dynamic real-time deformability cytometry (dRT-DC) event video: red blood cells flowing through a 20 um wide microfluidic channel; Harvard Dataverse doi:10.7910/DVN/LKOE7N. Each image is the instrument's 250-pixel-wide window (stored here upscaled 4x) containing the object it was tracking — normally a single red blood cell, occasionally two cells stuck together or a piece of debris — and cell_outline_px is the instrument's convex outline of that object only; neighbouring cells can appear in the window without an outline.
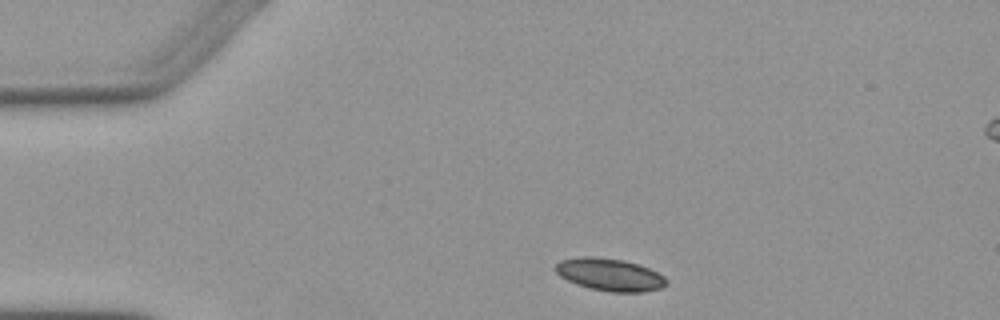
{"species": "Egyptian fruit bat (a non-hibernating species)", "species_latin": "Rousettus aegyptiacus", "temperature_condition": "warm", "stored_images_in_passage": 3, "camera_frame_rate_fps": 3000, "um_per_image_px": 0.085, "animal": {"sex": "female"}, "frame": {"image": 1, "passage_image": 1, "time_ms": 0.0, "image_size_px": [1000, 320], "cell_outline_px": [[668, 284], [664, 288], [644, 292], [612, 292], [588, 288], [576, 284], [560, 276], [556, 272], [556, 264], [560, 260], [584, 256], [592, 256], [624, 260], [648, 268], [664, 276], [668, 280]], "centroid_in_image_um": [51.86, 23.35], "position_along_channel_um": 33.1, "area_um2": 21.04}}